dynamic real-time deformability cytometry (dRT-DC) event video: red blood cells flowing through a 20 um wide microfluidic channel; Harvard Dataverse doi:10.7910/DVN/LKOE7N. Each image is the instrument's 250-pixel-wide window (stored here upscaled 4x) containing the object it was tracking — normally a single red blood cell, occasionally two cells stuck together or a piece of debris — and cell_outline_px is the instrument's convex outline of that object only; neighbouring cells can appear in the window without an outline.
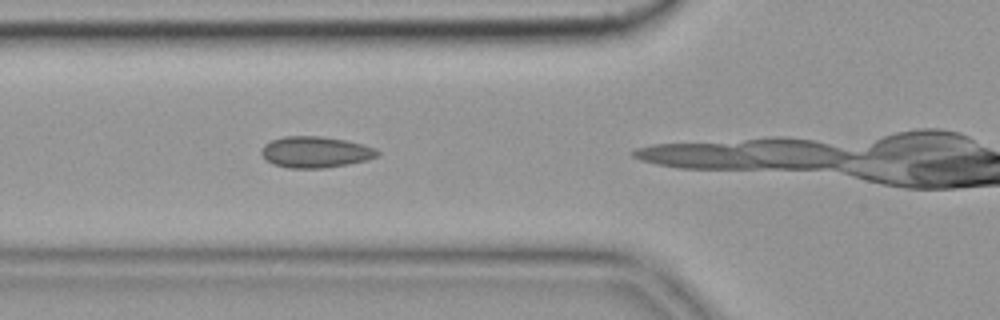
{"species": "common noctule bat (a hibernating species)", "species_latin": "Nyctalus noctula", "temperature_condition": "cold", "stored_images_in_passage": 13, "camera_frame_rate_fps": 3000, "um_per_image_px": 0.085, "animal": {"sex": "female", "body_mass_g": 19.9}, "frame": {"image": 1, "passage_image": 10, "time_ms": 3.0, "image_size_px": [1000, 320], "cell_outline_px": [[380, 152], [376, 156], [368, 160], [348, 164], [324, 168], [288, 168], [272, 164], [260, 152], [264, 144], [272, 140], [284, 136], [320, 136], [344, 140], [376, 148]], "centroid_in_image_um": [26.8, 12.93], "position_along_channel_um": 99.0, "area_um2": 20.98}}